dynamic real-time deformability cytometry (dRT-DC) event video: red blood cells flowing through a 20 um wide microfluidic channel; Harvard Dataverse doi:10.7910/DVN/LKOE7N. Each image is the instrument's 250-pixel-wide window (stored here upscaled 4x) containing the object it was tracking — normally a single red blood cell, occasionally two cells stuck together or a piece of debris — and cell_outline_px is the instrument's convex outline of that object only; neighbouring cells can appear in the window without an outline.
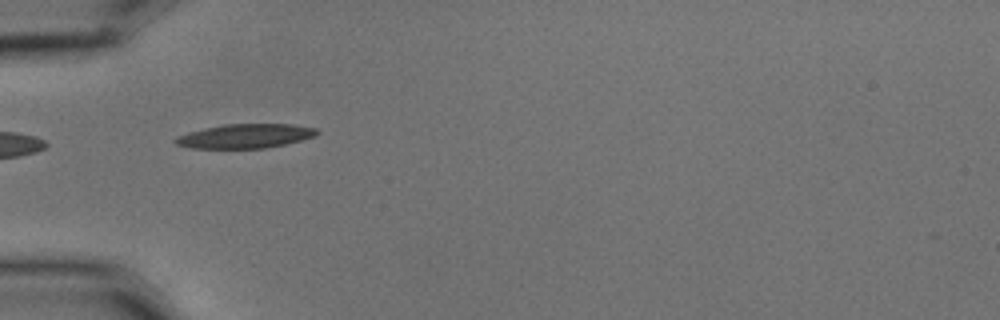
{"species": "common noctule bat (a hibernating species)", "species_latin": "Nyctalus noctula", "temperature_condition": "cold", "stored_images_in_passage": 5, "camera_frame_rate_fps": 3000, "um_per_image_px": 0.085, "animal": {"sex": "male", "body_mass_g": 15.6}, "frame": {"image": 1, "passage_image": 4, "time_ms": 1.0, "image_size_px": [1000, 320], "cell_outline_px": [[320, 132], [316, 136], [284, 144], [264, 148], [192, 148], [176, 144], [172, 140], [176, 136], [188, 132], [204, 128], [224, 124], [292, 124], [316, 128]], "centroid_in_image_um": [20.83, 11.56], "position_along_channel_um": 64.2, "area_um2": 19.94}}
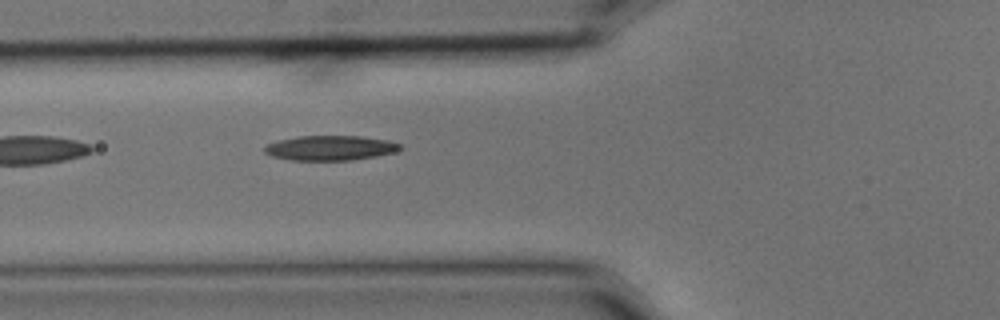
{"frame": {"image": 2, "passage_image": 5, "time_ms": 1.333, "image_size_px": [1000, 320], "cell_outline_px": [[404, 148], [392, 152], [376, 156], [352, 160], [292, 160], [272, 156], [264, 152], [264, 148], [268, 144], [280, 140], [300, 136], [360, 136], [388, 140], [400, 144]], "centroid_in_image_um": [28.09, 12.57], "position_along_channel_um": 97.7, "area_um2": 19.42}}